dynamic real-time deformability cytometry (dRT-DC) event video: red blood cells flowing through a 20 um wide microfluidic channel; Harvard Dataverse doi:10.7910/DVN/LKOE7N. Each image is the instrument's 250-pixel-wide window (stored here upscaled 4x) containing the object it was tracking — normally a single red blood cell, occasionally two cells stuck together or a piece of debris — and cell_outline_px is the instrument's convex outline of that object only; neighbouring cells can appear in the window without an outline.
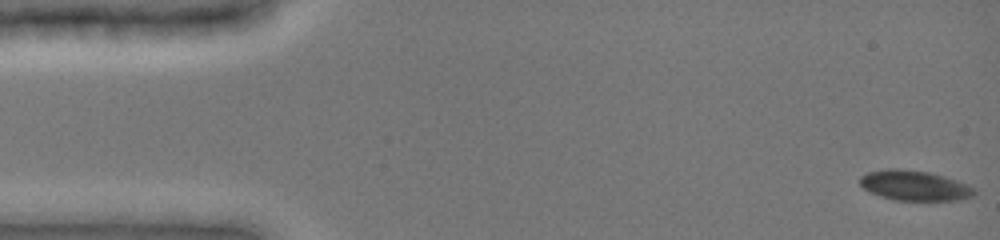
{"species": "common noctule bat (a hibernating species)", "species_latin": "Nyctalus noctula", "temperature_condition": "cold", "stored_images_in_passage": 16, "camera_frame_rate_fps": 3000, "um_per_image_px": 0.085, "animal": {"sex": "female", "body_mass_g": 19.0, "forearm_length_mm": 51.5}, "frame": {"image": 1, "passage_image": 1, "time_ms": 0.0, "image_size_px": [1000, 240], "cell_outline_px": [[976, 192], [972, 196], [960, 200], [896, 200], [880, 196], [864, 188], [860, 184], [860, 176], [868, 172], [888, 168], [896, 168], [928, 172], [944, 176], [968, 184], [976, 188]], "centroid_in_image_um": [77.76, 15.77], "position_along_channel_um": 7.2, "area_um2": 20.0}}
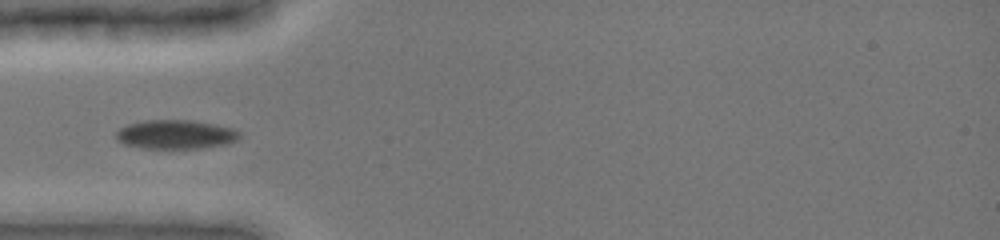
{"frame": {"image": 2, "passage_image": 14, "time_ms": 4.667, "image_size_px": [1000, 240], "cell_outline_px": [[240, 136], [236, 140], [224, 144], [204, 148], [140, 148], [124, 144], [116, 140], [116, 132], [120, 128], [128, 124], [144, 120], [192, 120], [216, 124], [232, 128], [240, 132]], "centroid_in_image_um": [14.91, 11.42], "position_along_channel_um": 70.1, "area_um2": 20.92}}
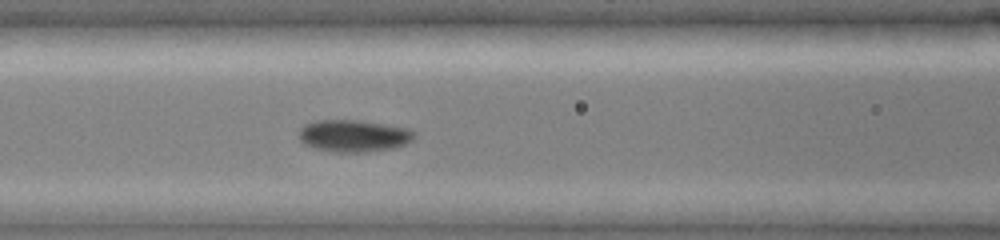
{"frame": {"image": 3, "passage_image": 16, "time_ms": 6.333, "image_size_px": [1000, 240], "cell_outline_px": [[416, 136], [412, 140], [404, 144], [392, 148], [368, 152], [328, 152], [312, 148], [304, 144], [296, 136], [300, 128], [304, 124], [316, 120], [360, 120], [408, 128], [416, 132]], "centroid_in_image_um": [30.01, 11.55], "position_along_channel_um": 136.6, "area_um2": 21.96}}